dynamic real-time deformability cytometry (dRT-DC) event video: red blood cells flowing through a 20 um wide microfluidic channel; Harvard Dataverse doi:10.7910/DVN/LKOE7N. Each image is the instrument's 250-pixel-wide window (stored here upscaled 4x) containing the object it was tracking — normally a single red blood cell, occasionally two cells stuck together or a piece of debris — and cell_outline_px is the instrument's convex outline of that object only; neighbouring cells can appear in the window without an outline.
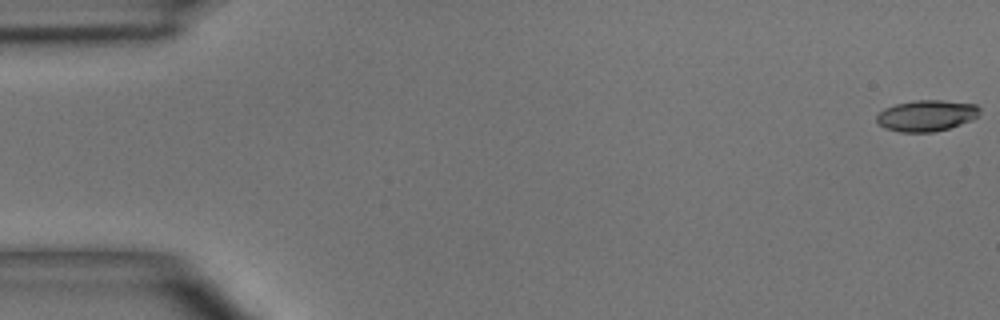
{"species": "common noctule bat (a hibernating species)", "species_latin": "Nyctalus noctula", "temperature_condition": "room temperature", "stored_images_in_passage": 3, "camera_frame_rate_fps": 3000, "um_per_image_px": 0.085, "animal": {"sex": "male", "body_mass_g": 15.6}, "frame": {"image": 1, "passage_image": 1, "time_ms": 0.0, "image_size_px": [1000, 320], "cell_outline_px": [[980, 112], [972, 120], [948, 128], [932, 132], [900, 132], [884, 128], [876, 120], [876, 116], [884, 108], [896, 104], [916, 100], [940, 100], [976, 104], [980, 108]], "centroid_in_image_um": [78.74, 9.82], "position_along_channel_um": 6.3, "area_um2": 18.61}}